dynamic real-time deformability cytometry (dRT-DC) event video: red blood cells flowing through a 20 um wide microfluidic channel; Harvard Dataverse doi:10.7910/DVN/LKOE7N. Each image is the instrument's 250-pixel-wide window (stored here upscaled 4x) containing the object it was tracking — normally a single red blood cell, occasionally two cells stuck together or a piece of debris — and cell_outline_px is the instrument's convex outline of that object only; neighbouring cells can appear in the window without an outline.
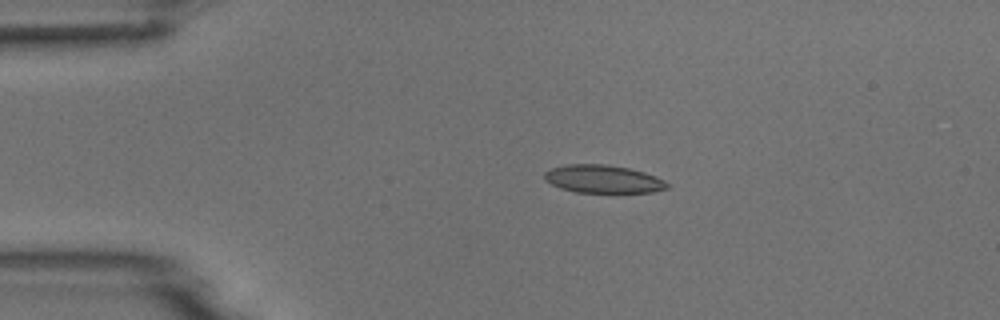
{"species": "common noctule bat (a hibernating species)", "species_latin": "Nyctalus noctula", "temperature_condition": "room temperature", "stored_images_in_passage": 3, "camera_frame_rate_fps": 3000, "um_per_image_px": 0.085, "animal": {"sex": "male", "body_mass_g": 18.8}, "frame": {"image": 1, "passage_image": 2, "time_ms": 1.333, "image_size_px": [1000, 320], "cell_outline_px": [[668, 188], [652, 192], [576, 192], [560, 188], [544, 180], [544, 172], [552, 168], [568, 164], [604, 164], [628, 168], [644, 172], [656, 176], [664, 180], [668, 184]], "centroid_in_image_um": [51.25, 15.21], "position_along_channel_um": 33.8, "area_um2": 19.88}}